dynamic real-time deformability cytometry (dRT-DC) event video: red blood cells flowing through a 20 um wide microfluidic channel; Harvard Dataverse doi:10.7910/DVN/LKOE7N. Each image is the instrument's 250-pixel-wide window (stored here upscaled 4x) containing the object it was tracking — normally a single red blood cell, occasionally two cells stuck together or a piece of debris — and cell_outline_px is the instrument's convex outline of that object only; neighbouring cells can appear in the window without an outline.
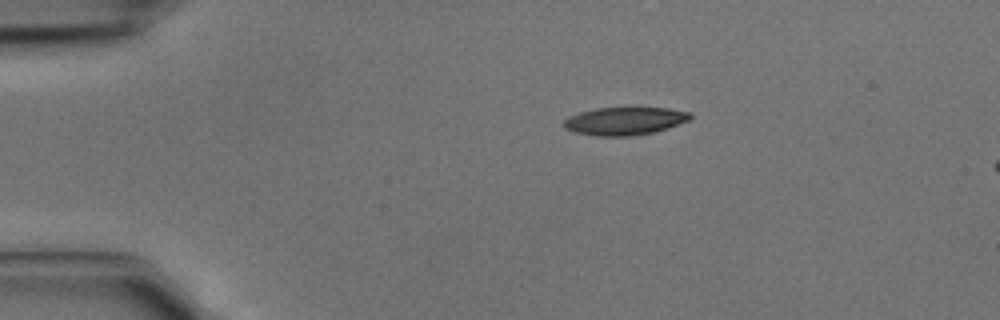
{"species": "common noctule bat (a hibernating species)", "species_latin": "Nyctalus noctula", "temperature_condition": "cold", "stored_images_in_passage": 3, "segment_of_instrument_passage": [1, 2], "camera_frame_rate_fps": 3000, "um_per_image_px": 0.085, "animal": {"sex": "male", "body_mass_g": 15.6}, "frame": {"image": 1, "passage_image": 1, "time_ms": 0.0, "image_size_px": [1000, 320], "cell_outline_px": [[692, 120], [668, 128], [652, 132], [632, 136], [596, 136], [572, 132], [564, 128], [564, 120], [568, 116], [580, 112], [596, 108], [628, 104], [640, 104], [668, 108], [692, 112]], "centroid_in_image_um": [53.15, 10.22], "position_along_channel_um": 31.8, "area_um2": 21.96}}